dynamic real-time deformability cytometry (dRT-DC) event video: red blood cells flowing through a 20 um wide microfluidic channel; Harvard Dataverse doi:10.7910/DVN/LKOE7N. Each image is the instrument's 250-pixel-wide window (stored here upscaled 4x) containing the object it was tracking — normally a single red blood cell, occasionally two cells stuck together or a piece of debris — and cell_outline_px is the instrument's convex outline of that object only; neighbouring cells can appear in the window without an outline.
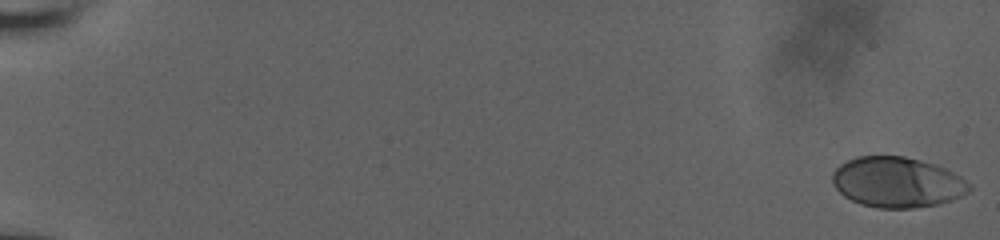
{"species": "human", "species_latin": "Homo sapiens", "temperature_condition": "room temperature", "stored_images_in_passage": 58, "camera_frame_rate_fps": 3000, "um_per_image_px": 0.085, "donor": {"sex": "male"}, "frame": {"image": 1, "passage_image": 1, "time_ms": 0.0, "image_size_px": [1000, 240], "cell_outline_px": [[972, 188], [968, 192], [952, 200], [940, 204], [912, 208], [876, 208], [860, 204], [844, 196], [832, 184], [832, 172], [840, 164], [856, 156], [904, 156], [920, 160], [944, 168], [960, 176], [972, 184]], "centroid_in_image_um": [76.25, 15.5], "position_along_channel_um": 8.7, "area_um2": 40.34}}
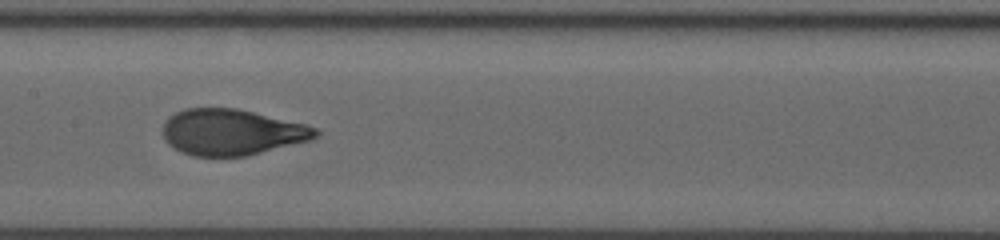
{"frame": {"image": 2, "passage_image": 32, "time_ms": 10.333, "image_size_px": [1000, 240], "cell_outline_px": [[320, 132], [312, 140], [248, 156], [192, 156], [180, 152], [168, 144], [164, 140], [164, 120], [168, 116], [184, 108], [236, 108], [308, 124], [316, 128]], "centroid_in_image_um": [19.71, 11.24], "position_along_channel_um": 187.7, "area_um2": 41.38}}
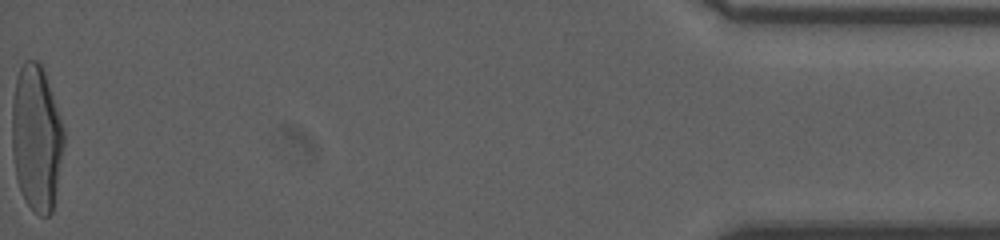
{"frame": {"image": 3, "passage_image": 58, "time_ms": 19.0, "image_size_px": [1000, 240], "cell_outline_px": [[64, 144], [52, 212], [48, 216], [40, 216], [24, 200], [16, 176], [12, 152], [12, 104], [16, 80], [20, 68], [24, 60], [36, 60], [40, 64], [44, 72], [64, 128]], "centroid_in_image_um": [3.09, 11.74], "position_along_channel_um": 432.1, "area_um2": 43.7}, "authors_computed_cell_mechanics": {"area_um2": 40.6623, "velocity_mm_per_s": 3.824, "shape_relaxation_time_tau1_ms": 4.8729, "shape_relaxation_time_tau2_ms": null, "deformation_change_tau1": 0.2183, "deformation_change_tau2": null}}